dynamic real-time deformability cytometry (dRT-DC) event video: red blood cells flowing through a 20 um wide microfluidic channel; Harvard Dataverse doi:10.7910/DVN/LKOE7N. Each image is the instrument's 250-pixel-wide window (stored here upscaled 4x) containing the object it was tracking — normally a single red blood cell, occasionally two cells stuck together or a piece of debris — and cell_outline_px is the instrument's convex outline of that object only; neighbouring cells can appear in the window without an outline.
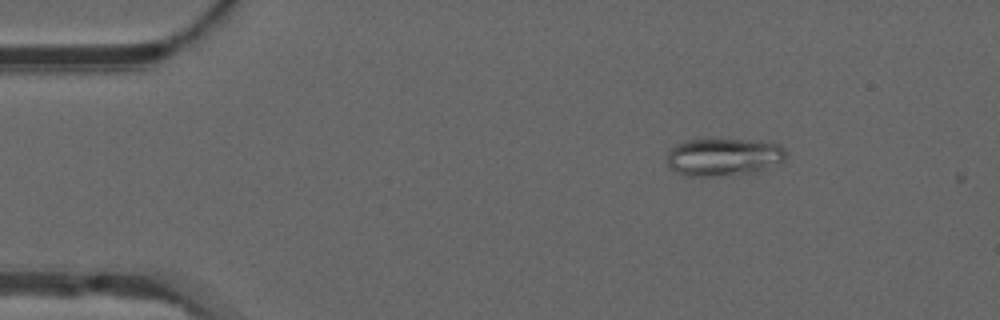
{"species": "common noctule bat (a hibernating species)", "species_latin": "Nyctalus noctula", "temperature_condition": "warm", "stored_images_in_passage": 5, "camera_frame_rate_fps": 3000, "um_per_image_px": 0.085, "animal": {"sex": "male", "forearm_length_mm": 52.5}, "frame": {"image": 1, "passage_image": 3, "time_ms": 0.667, "image_size_px": [1000, 320], "cell_outline_px": [[788, 156], [780, 164], [760, 172], [720, 176], [684, 176], [676, 172], [668, 164], [668, 152], [676, 144], [684, 140], [748, 140], [780, 144], [788, 152]], "centroid_in_image_um": [61.58, 13.36], "position_along_channel_um": 23.4, "area_um2": 26.47}}